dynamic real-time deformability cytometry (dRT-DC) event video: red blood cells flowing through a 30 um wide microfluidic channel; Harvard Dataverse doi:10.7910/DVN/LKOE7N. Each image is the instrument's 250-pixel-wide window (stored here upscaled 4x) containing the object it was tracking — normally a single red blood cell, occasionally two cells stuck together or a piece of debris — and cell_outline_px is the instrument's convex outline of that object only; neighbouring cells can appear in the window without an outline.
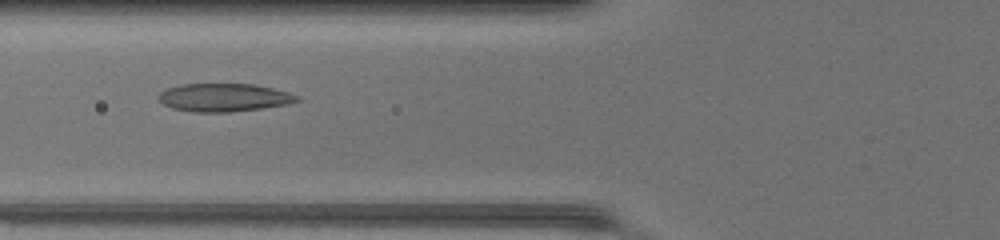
{"species": "common noctule bat (a hibernating species)", "species_latin": "Nyctalus noctula", "temperature_condition": "warm", "stored_images_in_passage": 38, "camera_frame_rate_fps": 3000, "um_per_image_px": 0.085, "animal": {"sex": "female", "body_mass_g": 17.0, "forearm_length_mm": 48.0}, "frame": {"image": 1, "passage_image": 9, "time_ms": 2.667, "image_size_px": [1000, 240], "cell_outline_px": [[300, 100], [288, 104], [260, 108], [228, 112], [192, 112], [172, 108], [164, 104], [156, 96], [164, 88], [180, 84], [252, 84], [272, 88], [288, 92], [300, 96]], "centroid_in_image_um": [19.0, 8.28], "position_along_channel_um": 106.8, "area_um2": 22.72}}
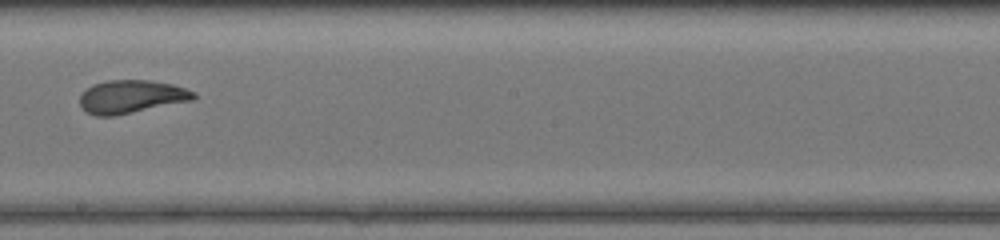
{"frame": {"image": 2, "passage_image": 18, "time_ms": 5.667, "image_size_px": [1000, 240], "cell_outline_px": [[196, 96], [192, 100], [112, 116], [96, 116], [88, 112], [80, 104], [80, 96], [92, 84], [104, 80], [152, 80], [172, 84], [196, 92]], "centroid_in_image_um": [11.16, 8.2], "position_along_channel_um": 237.0, "area_um2": 21.73}}
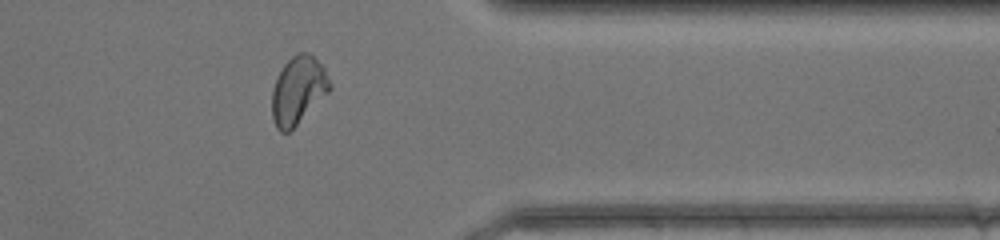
{"frame": {"image": 3, "passage_image": 29, "time_ms": 9.333, "image_size_px": [1000, 240], "cell_outline_px": [[332, 88], [288, 132], [280, 132], [276, 128], [272, 120], [272, 88], [284, 64], [296, 52], [308, 52], [324, 68], [332, 84]], "centroid_in_image_um": [25.32, 7.66], "position_along_channel_um": 386.1, "area_um2": 22.48}, "authors_computed_cell_mechanics": {"area_um2": 22.5998, "velocity_mm_per_s": 4.3282, "shape_relaxation_time_tau1_ms": 10.0979, "shape_relaxation_time_tau2_ms": 0.9811, "deformation_change_tau1": 0.3133, "deformation_change_tau2": 0.0715}}